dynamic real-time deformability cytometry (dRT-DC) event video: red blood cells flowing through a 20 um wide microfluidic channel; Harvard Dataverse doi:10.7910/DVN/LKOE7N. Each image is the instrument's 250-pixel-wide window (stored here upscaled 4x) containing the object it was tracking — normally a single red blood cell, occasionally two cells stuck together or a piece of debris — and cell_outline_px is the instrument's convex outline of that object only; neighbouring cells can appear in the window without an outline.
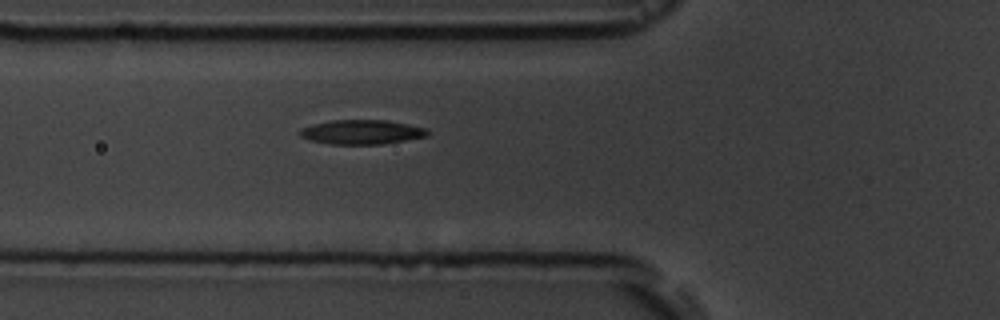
{"species": "common noctule bat (a hibernating species)", "species_latin": "Nyctalus noctula", "temperature_condition": "room temperature", "stored_images_in_passage": 3, "camera_frame_rate_fps": 3000, "um_per_image_px": 0.085, "animal": {"sex": "male", "body_mass_g": 19.5, "forearm_length_mm": 54.6}, "frame": {"image": 1, "passage_image": 3, "time_ms": 32.333, "image_size_px": [1000, 320], "cell_outline_px": [[428, 136], [380, 144], [332, 144], [312, 140], [300, 136], [300, 128], [332, 120], [388, 120], [428, 128]], "centroid_in_image_um": [30.79, 11.21], "position_along_channel_um": 95.0, "area_um2": 17.92}}